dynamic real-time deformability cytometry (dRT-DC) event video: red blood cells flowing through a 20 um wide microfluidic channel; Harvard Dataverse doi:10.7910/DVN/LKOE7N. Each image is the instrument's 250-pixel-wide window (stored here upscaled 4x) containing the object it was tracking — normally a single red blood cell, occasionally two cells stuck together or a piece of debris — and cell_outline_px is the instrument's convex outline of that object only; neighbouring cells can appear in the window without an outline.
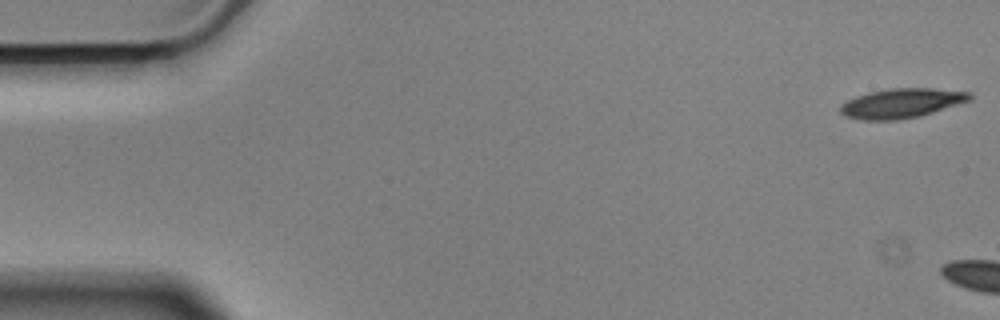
{"species": "Egyptian fruit bat (a non-hibernating species)", "species_latin": "Rousettus aegyptiacus", "temperature_condition": "cold", "stored_images_in_passage": 5, "camera_frame_rate_fps": 3000, "um_per_image_px": 0.085, "animal": {"sex": "male"}, "frame": {"image": 1, "passage_image": 1, "time_ms": 0.0, "image_size_px": [1000, 320], "cell_outline_px": [[972, 100], [920, 116], [896, 120], [860, 120], [844, 116], [840, 112], [840, 104], [856, 96], [868, 92], [888, 88], [932, 88], [972, 92]], "centroid_in_image_um": [76.63, 8.77], "position_along_channel_um": 8.4, "area_um2": 22.48}}